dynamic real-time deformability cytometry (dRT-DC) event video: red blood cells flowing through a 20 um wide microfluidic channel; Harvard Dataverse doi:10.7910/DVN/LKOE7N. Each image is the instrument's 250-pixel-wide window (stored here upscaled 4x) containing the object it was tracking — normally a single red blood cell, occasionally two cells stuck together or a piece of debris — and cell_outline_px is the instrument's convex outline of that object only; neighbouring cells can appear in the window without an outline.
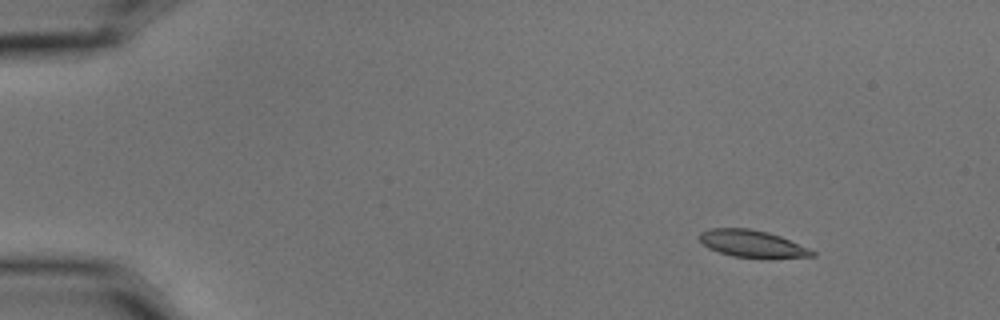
{"species": "common noctule bat (a hibernating species)", "species_latin": "Nyctalus noctula", "temperature_condition": "cold", "stored_images_in_passage": 5, "camera_frame_rate_fps": 3000, "um_per_image_px": 0.085, "animal": {"sex": "male", "body_mass_g": 15.6}, "frame": {"image": 1, "passage_image": 2, "time_ms": 0.333, "image_size_px": [1000, 320], "cell_outline_px": [[816, 256], [772, 260], [764, 260], [732, 256], [708, 248], [700, 240], [700, 232], [708, 228], [748, 228], [768, 232], [780, 236], [808, 248], [816, 252]], "centroid_in_image_um": [63.99, 20.76], "position_along_channel_um": 21.0, "area_um2": 18.38}}
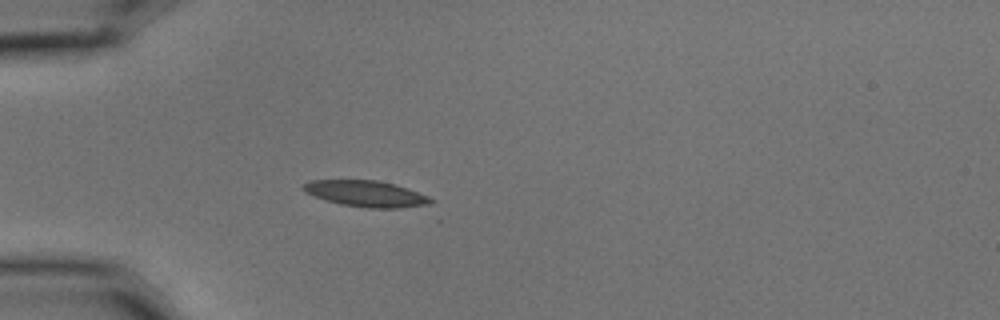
{"frame": {"image": 2, "passage_image": 5, "time_ms": 1.333, "image_size_px": [1000, 320], "cell_outline_px": [[436, 200], [428, 204], [400, 208], [368, 208], [340, 204], [304, 192], [300, 188], [300, 184], [312, 180], [376, 180], [396, 184], [428, 196]], "centroid_in_image_um": [31.09, 16.45], "position_along_channel_um": 53.9, "area_um2": 19.42}}